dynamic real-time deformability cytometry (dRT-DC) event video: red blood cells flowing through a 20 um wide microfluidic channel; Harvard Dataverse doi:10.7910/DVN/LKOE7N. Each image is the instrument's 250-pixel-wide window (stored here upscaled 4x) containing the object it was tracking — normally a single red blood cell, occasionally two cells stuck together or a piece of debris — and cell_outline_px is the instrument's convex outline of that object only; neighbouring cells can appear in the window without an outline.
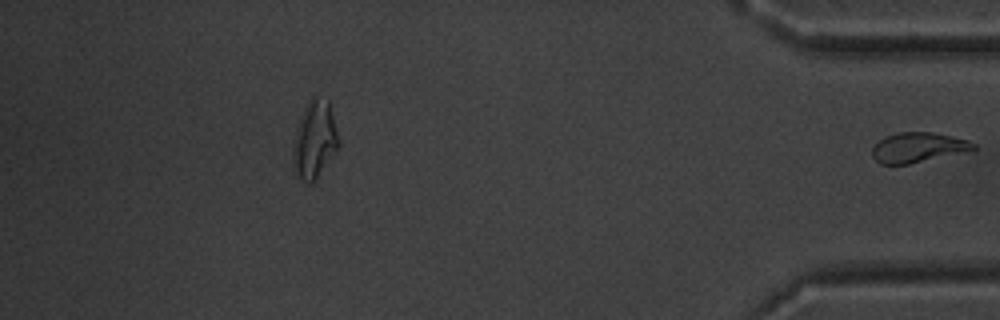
{"species": "common noctule bat (a hibernating species)", "species_latin": "Nyctalus noctula", "temperature_condition": "warm", "stored_images_in_passage": 37, "segment_of_instrument_passage": [2, 2], "camera_frame_rate_fps": 3000, "um_per_image_px": 0.085, "animal": {"sex": "male", "body_mass_g": 20.1, "forearm_length_mm": 53.5}, "frame": {"image": 1, "passage_image": 37, "time_ms": 12.0, "image_size_px": [1000, 320], "cell_outline_px": [[976, 148], [908, 164], [880, 164], [872, 156], [872, 148], [884, 136], [900, 132], [932, 132], [952, 136], [968, 140], [976, 144]], "centroid_in_image_um": [77.97, 12.52], "position_along_channel_um": 357.2, "area_um2": 17.22}}